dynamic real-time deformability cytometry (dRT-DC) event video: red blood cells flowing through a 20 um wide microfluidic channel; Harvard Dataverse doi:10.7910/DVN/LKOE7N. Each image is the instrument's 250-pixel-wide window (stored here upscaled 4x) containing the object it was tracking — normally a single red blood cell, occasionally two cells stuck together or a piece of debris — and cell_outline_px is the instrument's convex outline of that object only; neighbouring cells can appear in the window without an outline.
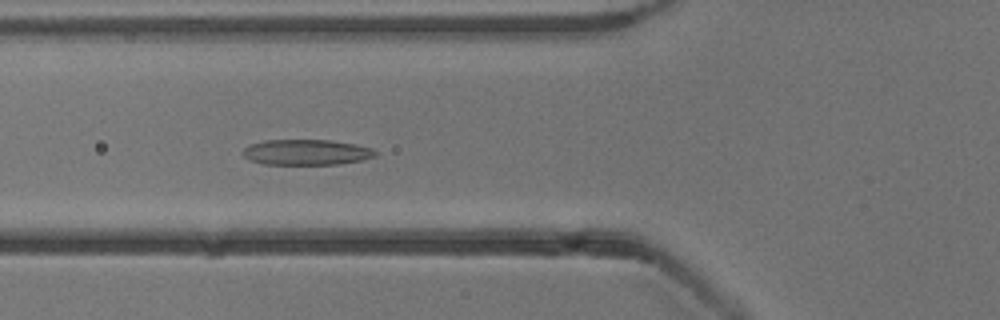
{"species": "common noctule bat (a hibernating species)", "species_latin": "Nyctalus noctula", "temperature_condition": "cold", "stored_images_in_passage": 5, "camera_frame_rate_fps": 3000, "um_per_image_px": 0.085, "animal": {"sex": "male", "body_mass_g": 13.3}, "frame": {"image": 1, "passage_image": 5, "time_ms": 5.667, "image_size_px": [1000, 320], "cell_outline_px": [[376, 156], [360, 160], [340, 164], [264, 164], [252, 160], [244, 156], [240, 152], [244, 148], [252, 144], [264, 140], [332, 140], [356, 144], [372, 148], [376, 152]], "centroid_in_image_um": [26.05, 12.93], "position_along_channel_um": 99.7, "area_um2": 19.65}}